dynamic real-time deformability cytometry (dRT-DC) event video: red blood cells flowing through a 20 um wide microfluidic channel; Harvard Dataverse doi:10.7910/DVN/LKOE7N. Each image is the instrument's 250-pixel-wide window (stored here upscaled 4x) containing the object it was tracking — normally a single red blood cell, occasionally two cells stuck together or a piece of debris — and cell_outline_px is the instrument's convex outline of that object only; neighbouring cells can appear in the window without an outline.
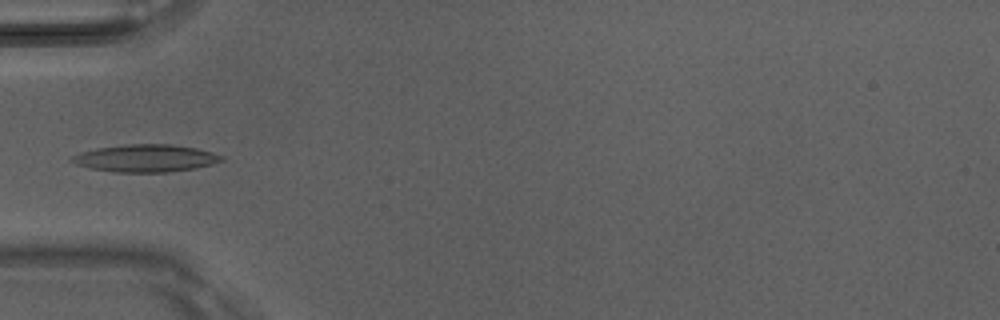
{"species": "Egyptian fruit bat (a non-hibernating species)", "species_latin": "Rousettus aegyptiacus", "temperature_condition": "room temperature", "stored_images_in_passage": 3, "camera_frame_rate_fps": 3000, "um_per_image_px": 0.085, "animal": {"sex": "male"}, "frame": {"image": 1, "passage_image": 3, "time_ms": 0.667, "image_size_px": [1000, 320], "cell_outline_px": [[224, 160], [212, 164], [196, 168], [168, 172], [116, 172], [92, 168], [76, 164], [68, 160], [72, 156], [80, 152], [96, 148], [124, 144], [172, 144], [196, 148], [212, 152], [224, 156]], "centroid_in_image_um": [12.39, 13.44], "position_along_channel_um": 72.6, "area_um2": 23.99}}